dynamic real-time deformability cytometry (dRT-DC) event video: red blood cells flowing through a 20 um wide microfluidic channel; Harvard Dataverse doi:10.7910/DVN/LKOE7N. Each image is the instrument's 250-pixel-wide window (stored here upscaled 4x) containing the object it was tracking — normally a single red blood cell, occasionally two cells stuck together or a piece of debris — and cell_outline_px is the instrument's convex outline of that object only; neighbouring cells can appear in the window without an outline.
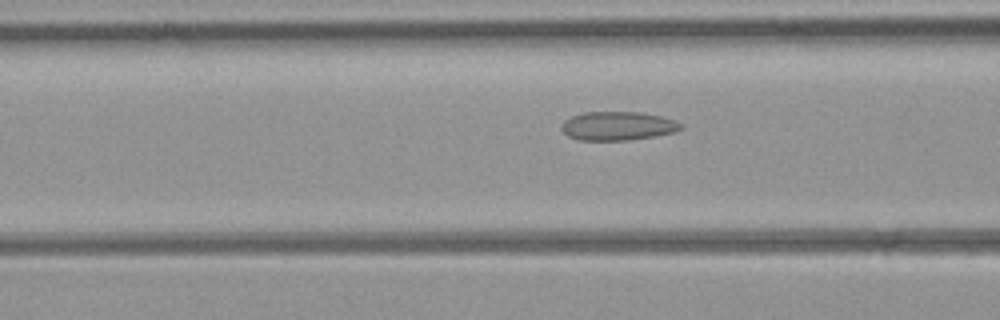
{"species": "common noctule bat (a hibernating species)", "species_latin": "Nyctalus noctula", "temperature_condition": "room temperature", "stored_images_in_passage": 37, "camera_frame_rate_fps": 3000, "um_per_image_px": 0.085, "animal": {"sex": "female", "body_mass_g": 21.9}, "frame": {"image": 1, "passage_image": 9, "time_ms": 2.667, "image_size_px": [1000, 320], "cell_outline_px": [[684, 128], [676, 132], [628, 140], [580, 140], [568, 136], [560, 128], [564, 120], [572, 116], [584, 112], [640, 112], [660, 116], [684, 124]], "centroid_in_image_um": [52.51, 10.7], "position_along_channel_um": 114.1, "area_um2": 19.94}}
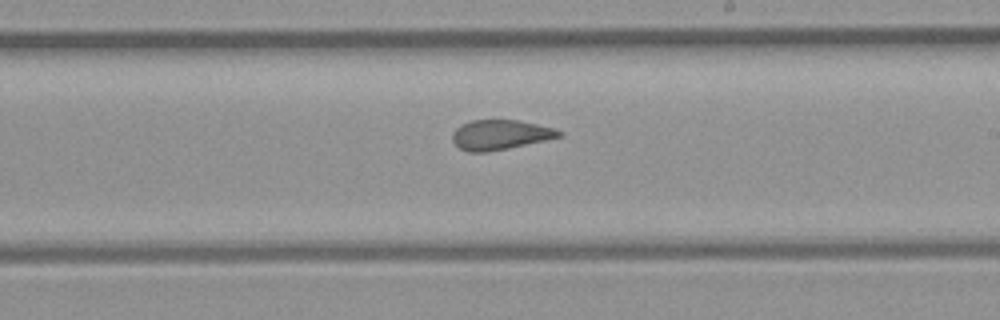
{"frame": {"image": 2, "passage_image": 19, "time_ms": 6.0, "image_size_px": [1000, 320], "cell_outline_px": [[564, 132], [560, 136], [544, 140], [488, 152], [468, 152], [460, 148], [452, 140], [452, 132], [460, 124], [472, 120], [520, 120], [556, 128]], "centroid_in_image_um": [42.5, 11.44], "position_along_channel_um": 246.5, "area_um2": 18.5}}
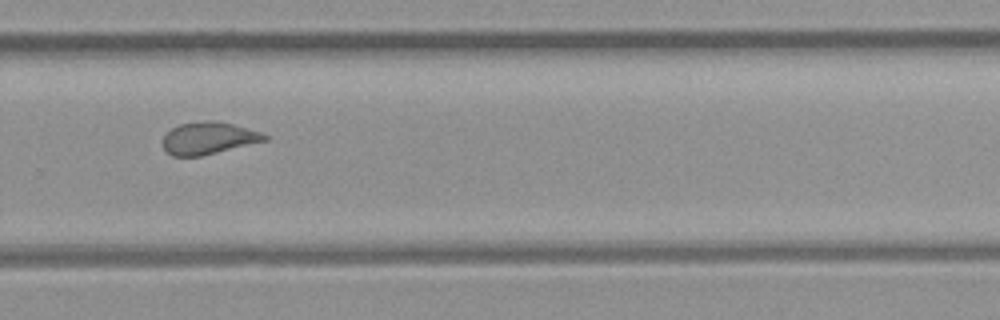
{"frame": {"image": 3, "passage_image": 24, "time_ms": 7.667, "image_size_px": [1000, 320], "cell_outline_px": [[268, 140], [200, 156], [172, 156], [164, 148], [164, 136], [172, 128], [180, 124], [204, 120], [208, 120], [232, 124], [260, 132], [268, 136]], "centroid_in_image_um": [17.72, 11.74], "position_along_channel_um": 312.1, "area_um2": 18.73}, "authors_computed_cell_mechanics": {"area_um2": 19.941, "velocity_mm_per_s": 3.9618, "shape_relaxation_time_tau1_ms": null, "shape_relaxation_time_tau2_ms": 1.4741, "deformation_change_tau1": null, "deformation_change_tau2": 0.0942}}